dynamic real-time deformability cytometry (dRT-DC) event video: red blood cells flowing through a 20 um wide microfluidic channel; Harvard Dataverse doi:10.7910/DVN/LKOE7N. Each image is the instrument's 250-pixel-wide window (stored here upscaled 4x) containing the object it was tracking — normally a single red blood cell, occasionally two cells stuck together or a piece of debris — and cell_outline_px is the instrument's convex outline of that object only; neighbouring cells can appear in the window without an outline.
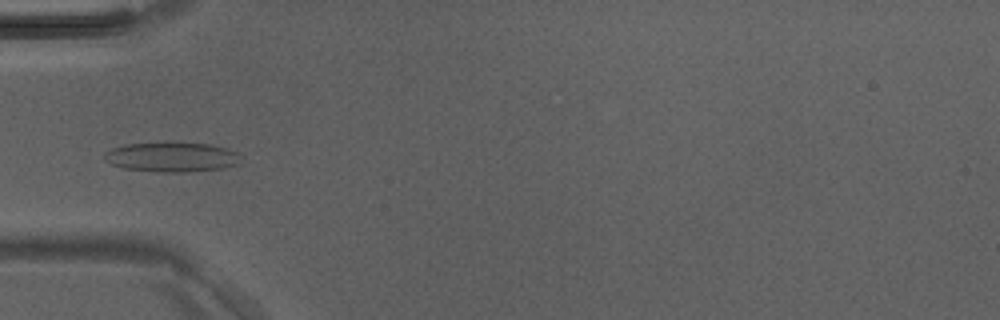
{"species": "Egyptian fruit bat (a non-hibernating species)", "species_latin": "Rousettus aegyptiacus", "temperature_condition": "room temperature", "stored_images_in_passage": 4, "camera_frame_rate_fps": 3000, "um_per_image_px": 0.085, "animal": {"sex": "male"}, "frame": {"image": 1, "passage_image": 4, "time_ms": 1.0, "image_size_px": [1000, 320], "cell_outline_px": [[240, 164], [224, 168], [188, 172], [156, 172], [124, 168], [112, 164], [104, 160], [104, 152], [112, 148], [124, 144], [208, 144], [228, 148], [236, 152], [240, 156]], "centroid_in_image_um": [14.61, 13.38], "position_along_channel_um": 70.4, "area_um2": 23.29}}